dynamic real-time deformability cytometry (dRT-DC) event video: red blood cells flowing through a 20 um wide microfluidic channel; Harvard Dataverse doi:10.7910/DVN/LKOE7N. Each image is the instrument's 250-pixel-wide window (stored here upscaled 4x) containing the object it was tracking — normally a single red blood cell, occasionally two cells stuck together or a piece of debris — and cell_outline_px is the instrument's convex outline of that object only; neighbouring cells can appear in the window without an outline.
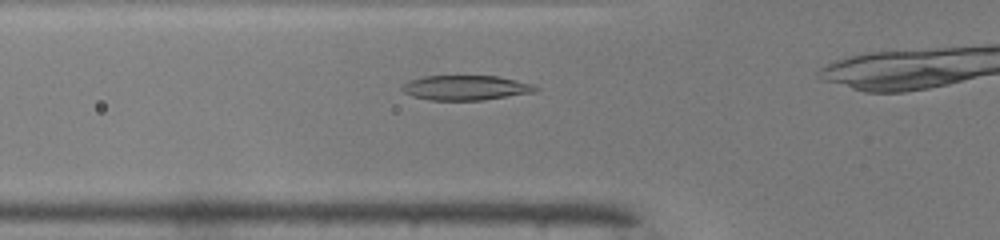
{"species": "common noctule bat (a hibernating species)", "species_latin": "Nyctalus noctula", "temperature_condition": "warm", "stored_images_in_passage": 27, "camera_frame_rate_fps": 3000, "um_per_image_px": 0.085, "animal": {"sex": "male", "body_mass_g": 19.0, "forearm_length_mm": 50.8}, "frame": {"image": 1, "passage_image": 5, "time_ms": 1.333, "image_size_px": [1000, 240], "cell_outline_px": [[540, 88], [536, 92], [484, 100], [428, 100], [412, 96], [404, 92], [400, 88], [408, 80], [424, 76], [496, 76], [536, 84]], "centroid_in_image_um": [39.62, 7.46], "position_along_channel_um": 86.2, "area_um2": 19.48}}
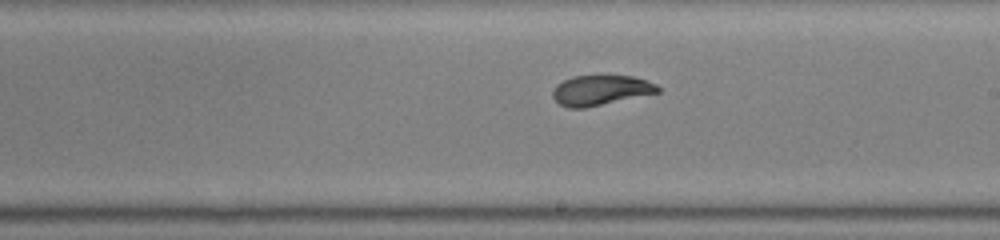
{"frame": {"image": 2, "passage_image": 16, "time_ms": 5.0, "image_size_px": [1000, 240], "cell_outline_px": [[660, 92], [584, 108], [568, 108], [560, 104], [552, 96], [552, 92], [556, 84], [572, 76], [632, 76], [656, 84], [660, 88]], "centroid_in_image_um": [51.03, 7.67], "position_along_channel_um": 238.0, "area_um2": 18.21}}
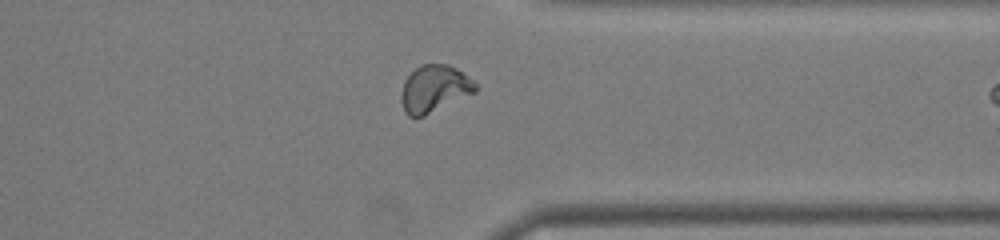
{"frame": {"image": 3, "passage_image": 26, "time_ms": 8.333, "image_size_px": [1000, 240], "cell_outline_px": [[476, 92], [424, 116], [408, 116], [404, 112], [400, 100], [400, 92], [404, 80], [420, 64], [448, 64], [456, 68], [472, 80], [476, 84]], "centroid_in_image_um": [36.88, 7.55], "position_along_channel_um": 374.5, "area_um2": 20.35}}